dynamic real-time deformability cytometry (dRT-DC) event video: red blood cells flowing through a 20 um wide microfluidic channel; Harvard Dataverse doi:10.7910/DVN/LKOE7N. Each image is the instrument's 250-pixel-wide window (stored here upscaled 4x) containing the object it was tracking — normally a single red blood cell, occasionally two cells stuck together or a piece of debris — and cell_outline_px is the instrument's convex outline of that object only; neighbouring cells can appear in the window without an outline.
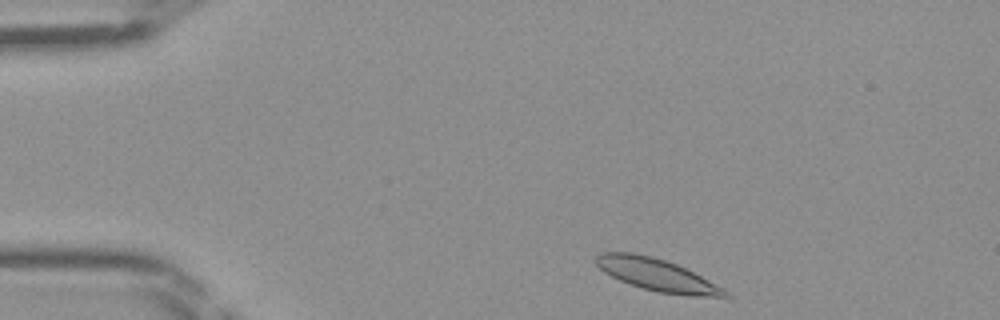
{"species": "Egyptian fruit bat (a non-hibernating species)", "species_latin": "Rousettus aegyptiacus", "temperature_condition": "room temperature", "stored_images_in_passage": 40, "camera_frame_rate_fps": 3000, "um_per_image_px": 0.085, "frame": {"image": 1, "passage_image": 1, "time_ms": 0.0, "image_size_px": [1000, 320], "cell_outline_px": [[732, 296], [692, 296], [656, 292], [620, 280], [604, 272], [592, 260], [600, 252], [632, 252], [652, 256], [676, 264], [724, 288]], "centroid_in_image_um": [55.79, 23.35], "position_along_channel_um": 29.2, "area_um2": 23.93}}
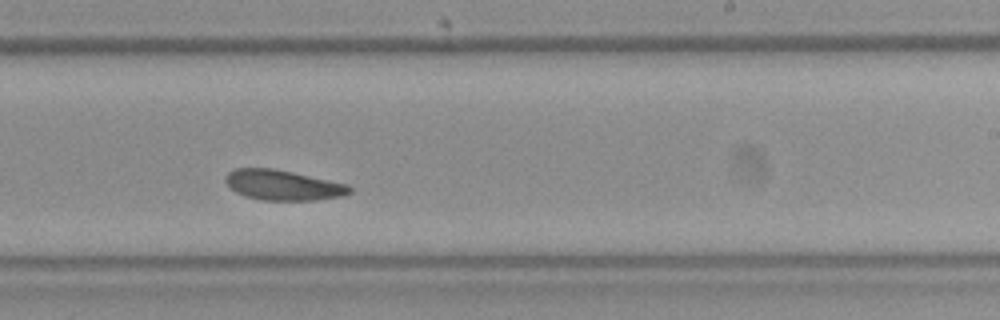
{"frame": {"image": 2, "passage_image": 22, "time_ms": 7.0, "image_size_px": [1000, 320], "cell_outline_px": [[352, 192], [344, 196], [316, 200], [260, 200], [244, 196], [236, 192], [224, 180], [224, 176], [228, 172], [236, 168], [272, 168], [292, 172], [348, 184], [352, 188]], "centroid_in_image_um": [24.06, 15.74], "position_along_channel_um": 264.9, "area_um2": 21.91}}
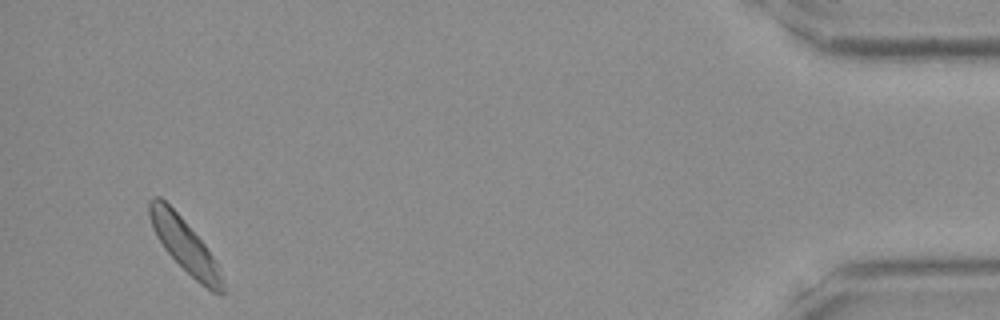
{"frame": {"image": 3, "passage_image": 38, "time_ms": 12.333, "image_size_px": [1000, 320], "cell_outline_px": [[224, 292], [220, 296], [212, 292], [200, 284], [164, 248], [156, 236], [152, 228], [148, 212], [148, 200], [152, 196], [160, 196], [180, 216], [204, 244], [212, 256], [216, 264], [224, 284]], "centroid_in_image_um": [15.66, 20.82], "position_along_channel_um": 419.5, "area_um2": 22.2}}